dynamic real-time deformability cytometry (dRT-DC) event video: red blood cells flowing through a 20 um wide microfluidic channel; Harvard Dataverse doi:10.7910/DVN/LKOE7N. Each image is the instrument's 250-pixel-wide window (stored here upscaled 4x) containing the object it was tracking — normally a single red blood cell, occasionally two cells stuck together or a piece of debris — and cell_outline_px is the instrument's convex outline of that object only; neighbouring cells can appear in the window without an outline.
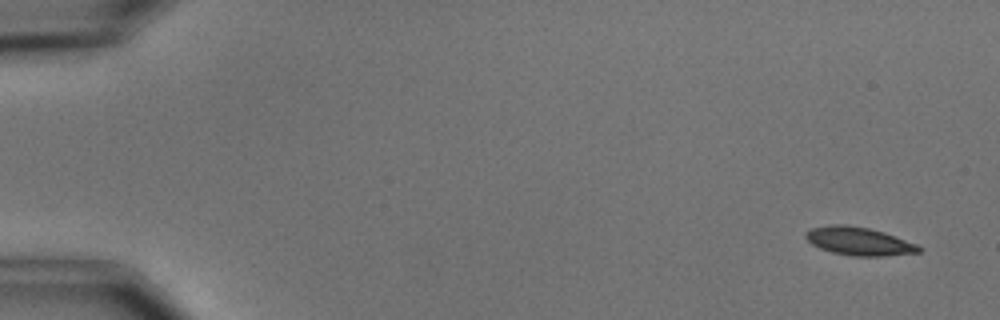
{"species": "common noctule bat (a hibernating species)", "species_latin": "Nyctalus noctula", "temperature_condition": "cold", "stored_images_in_passage": 6, "segment_of_instrument_passage": [1, 2], "camera_frame_rate_fps": 3000, "um_per_image_px": 0.085, "animal": {"sex": "male", "body_mass_g": 15.6}, "frame": {"image": 1, "passage_image": 1, "time_ms": 0.0, "image_size_px": [1000, 320], "cell_outline_px": [[924, 248], [920, 252], [884, 256], [852, 256], [832, 252], [820, 248], [812, 244], [804, 236], [804, 232], [812, 228], [828, 224], [848, 224], [868, 228], [884, 232], [916, 244]], "centroid_in_image_um": [72.99, 20.49], "position_along_channel_um": 12.0, "area_um2": 18.67}}
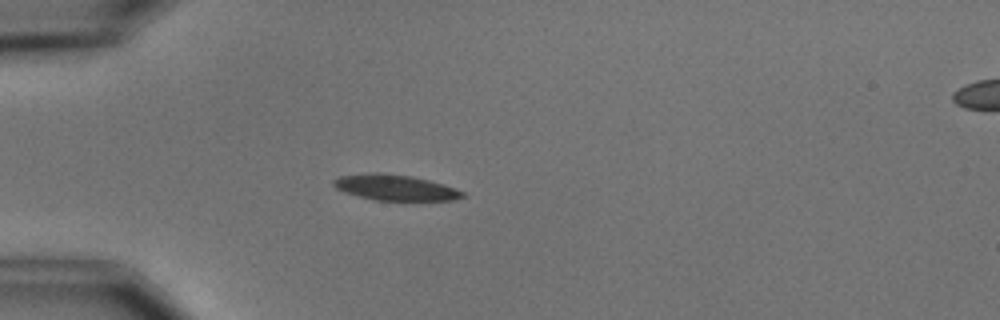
{"frame": {"image": 2, "passage_image": 5, "time_ms": 4.333, "image_size_px": [1000, 320], "cell_outline_px": [[464, 196], [452, 200], [376, 200], [344, 192], [336, 188], [332, 184], [332, 180], [340, 176], [372, 172], [380, 172], [412, 176], [444, 184], [456, 188], [464, 192]], "centroid_in_image_um": [33.58, 15.93], "position_along_channel_um": 51.4, "area_um2": 19.25}}